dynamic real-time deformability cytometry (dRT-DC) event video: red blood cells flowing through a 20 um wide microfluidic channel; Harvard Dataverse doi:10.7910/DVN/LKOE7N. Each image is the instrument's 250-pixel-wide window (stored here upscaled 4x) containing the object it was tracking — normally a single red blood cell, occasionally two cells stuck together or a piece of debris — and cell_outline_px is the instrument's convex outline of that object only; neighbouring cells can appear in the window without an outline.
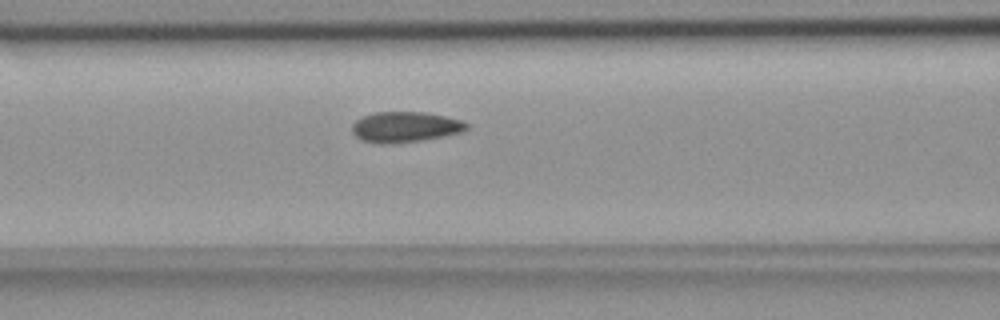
{"species": "common noctule bat (a hibernating species)", "species_latin": "Nyctalus noctula", "temperature_condition": "room temperature", "stored_images_in_passage": 53, "camera_frame_rate_fps": 3000, "um_per_image_px": 0.085, "animal": {"sex": "female", "body_mass_g": 18.4}, "frame": {"image": 1, "passage_image": 21, "time_ms": 6.667, "image_size_px": [1000, 320], "cell_outline_px": [[468, 128], [460, 132], [420, 140], [384, 144], [380, 144], [364, 140], [356, 136], [352, 132], [352, 124], [356, 120], [364, 116], [376, 112], [424, 112], [444, 116], [460, 120], [468, 124]], "centroid_in_image_um": [34.4, 10.78], "position_along_channel_um": 132.2, "area_um2": 19.94}}
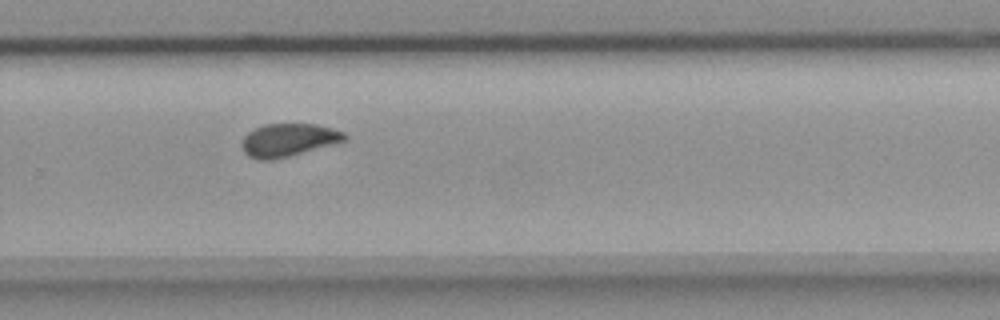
{"frame": {"image": 2, "passage_image": 35, "time_ms": 11.333, "image_size_px": [1000, 320], "cell_outline_px": [[348, 140], [288, 156], [272, 160], [260, 160], [248, 156], [244, 152], [240, 144], [244, 136], [248, 132], [264, 124], [316, 124], [332, 128], [344, 132], [348, 136]], "centroid_in_image_um": [24.51, 11.9], "position_along_channel_um": 305.3, "area_um2": 19.71}}
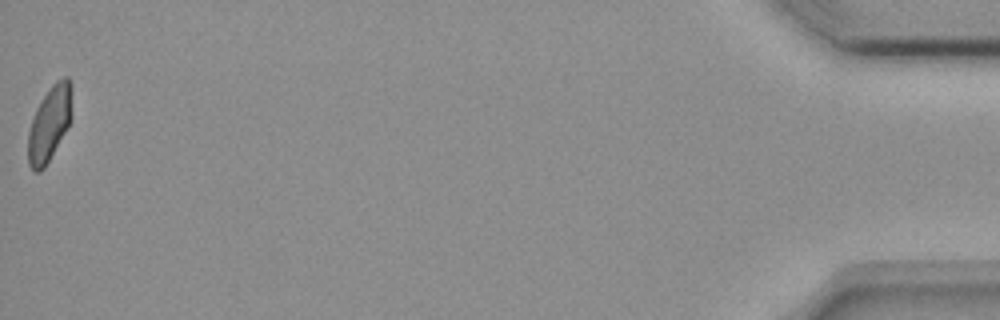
{"frame": {"image": 3, "passage_image": 53, "time_ms": 17.333, "image_size_px": [1000, 320], "cell_outline_px": [[72, 116], [68, 128], [44, 168], [40, 172], [36, 172], [28, 164], [28, 132], [36, 108], [40, 100], [52, 84], [56, 80], [64, 76], [68, 76], [72, 80]], "centroid_in_image_um": [4.24, 10.44], "position_along_channel_um": 431.0, "area_um2": 19.54}, "authors_computed_cell_mechanics": {"area_um2": 19.9988, "velocity_mm_per_s": 3.7251, "shape_relaxation_time_tau1_ms": null, "shape_relaxation_time_tau2_ms": 1.2275, "deformation_change_tau1": null, "deformation_change_tau2": 0.0482}}